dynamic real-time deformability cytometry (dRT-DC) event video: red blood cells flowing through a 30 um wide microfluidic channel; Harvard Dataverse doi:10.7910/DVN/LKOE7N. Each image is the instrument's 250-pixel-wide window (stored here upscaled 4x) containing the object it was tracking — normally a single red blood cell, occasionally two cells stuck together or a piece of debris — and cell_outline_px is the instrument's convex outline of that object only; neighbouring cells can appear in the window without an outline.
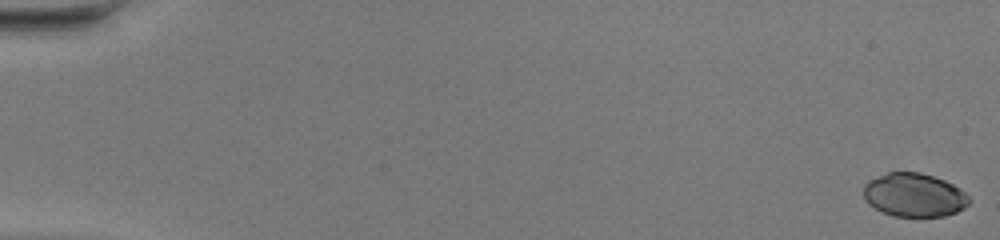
{"species": "common noctule bat (a hibernating species)", "species_latin": "Nyctalus noctula", "temperature_condition": "warm", "stored_images_in_passage": 49, "camera_frame_rate_fps": 3000, "um_per_image_px": 0.085, "animal": {"sex": "female", "body_mass_g": 20.0, "forearm_length_mm": 54.0}, "frame": {"image": 1, "passage_image": 1, "time_ms": 0.0, "image_size_px": [1000, 240], "cell_outline_px": [[972, 200], [964, 208], [956, 212], [944, 216], [892, 216], [868, 204], [864, 200], [864, 184], [868, 180], [888, 172], [920, 172], [944, 180], [960, 188]], "centroid_in_image_um": [77.7, 16.57], "position_along_channel_um": 7.3, "area_um2": 26.82}}
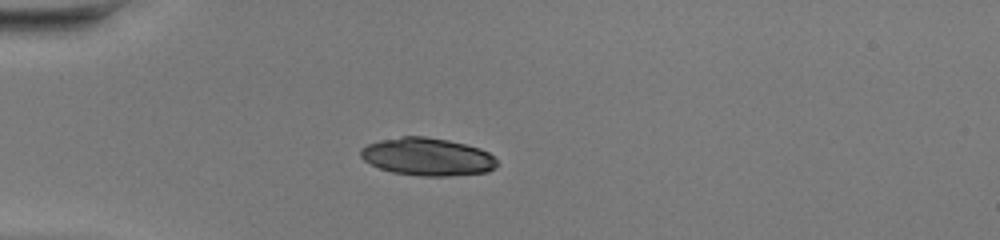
{"frame": {"image": 2, "passage_image": 15, "time_ms": 4.667, "image_size_px": [1000, 240], "cell_outline_px": [[500, 164], [496, 168], [488, 172], [452, 176], [420, 176], [392, 172], [380, 168], [364, 160], [360, 156], [360, 148], [368, 144], [380, 140], [400, 136], [424, 136], [448, 140], [480, 148], [488, 152]], "centroid_in_image_um": [36.35, 13.33], "position_along_channel_um": 48.7, "area_um2": 30.17}}
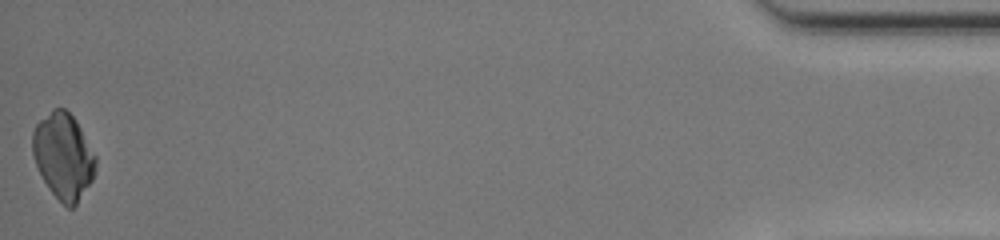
{"frame": {"image": 3, "passage_image": 49, "time_ms": 16.0, "image_size_px": [1000, 240], "cell_outline_px": [[96, 172], [92, 180], [76, 204], [72, 208], [68, 208], [48, 188], [36, 164], [32, 152], [32, 132], [36, 124], [52, 108], [64, 108], [76, 120], [96, 156]], "centroid_in_image_um": [5.39, 13.25], "position_along_channel_um": 429.8, "area_um2": 31.39}}